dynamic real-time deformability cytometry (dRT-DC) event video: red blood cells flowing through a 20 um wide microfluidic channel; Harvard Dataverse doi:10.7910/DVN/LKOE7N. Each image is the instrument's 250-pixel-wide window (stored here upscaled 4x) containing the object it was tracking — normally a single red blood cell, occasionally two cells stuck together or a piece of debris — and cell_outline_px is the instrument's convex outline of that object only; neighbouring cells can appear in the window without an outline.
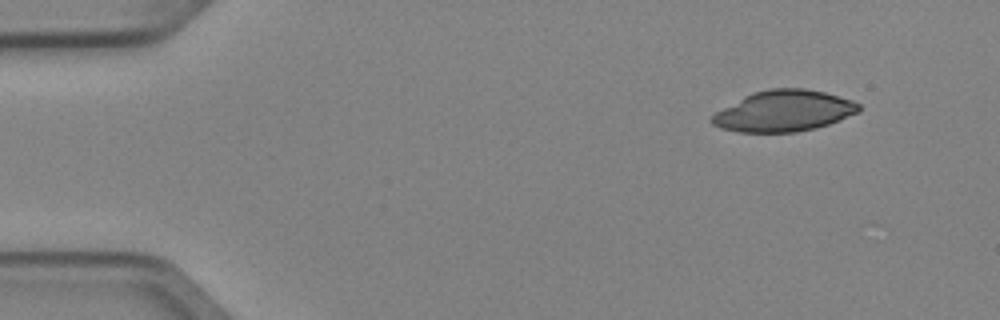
{"species": "Egyptian fruit bat (a non-hibernating species)", "species_latin": "Rousettus aegyptiacus", "temperature_condition": "cold", "stored_images_in_passage": 5, "camera_frame_rate_fps": 3000, "um_per_image_px": 0.085, "animal": {"sex": "female"}, "frame": {"image": 1, "passage_image": 1, "time_ms": 0.0, "image_size_px": [1000, 320], "cell_outline_px": [[860, 112], [840, 120], [816, 128], [796, 132], [736, 132], [720, 128], [712, 124], [708, 120], [716, 112], [744, 96], [752, 92], [768, 88], [804, 88], [824, 92], [852, 100], [860, 104]], "centroid_in_image_um": [66.62, 9.43], "position_along_channel_um": 18.4, "area_um2": 35.32}}